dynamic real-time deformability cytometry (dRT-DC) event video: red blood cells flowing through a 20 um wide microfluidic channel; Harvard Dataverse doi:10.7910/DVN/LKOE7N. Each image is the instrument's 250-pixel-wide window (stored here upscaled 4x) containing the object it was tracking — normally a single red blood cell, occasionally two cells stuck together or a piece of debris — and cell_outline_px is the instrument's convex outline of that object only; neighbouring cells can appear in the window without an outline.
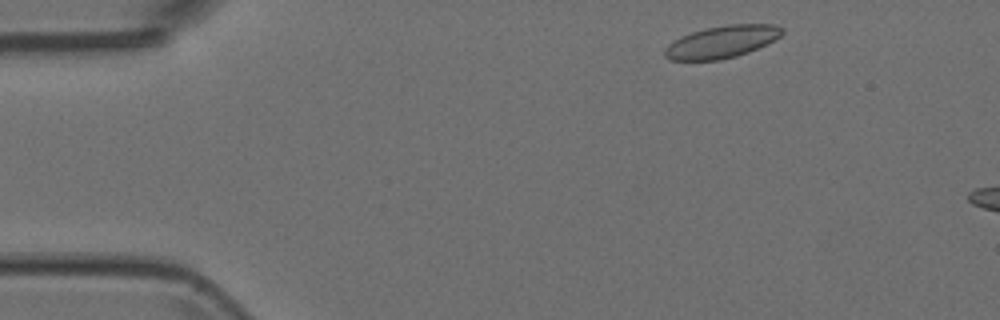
{"species": "Egyptian fruit bat (a non-hibernating species)", "species_latin": "Rousettus aegyptiacus", "temperature_condition": "room temperature", "stored_images_in_passage": 3, "camera_frame_rate_fps": 3000, "um_per_image_px": 0.085, "animal": {"sex": "female"}, "frame": {"image": 1, "passage_image": 1, "time_ms": 0.0, "image_size_px": [1000, 320], "cell_outline_px": [[784, 32], [780, 36], [748, 52], [736, 56], [720, 60], [668, 60], [664, 56], [664, 48], [672, 40], [680, 36], [704, 28], [728, 24], [776, 24], [784, 28]], "centroid_in_image_um": [61.31, 3.55], "position_along_channel_um": 23.7, "area_um2": 22.14}}